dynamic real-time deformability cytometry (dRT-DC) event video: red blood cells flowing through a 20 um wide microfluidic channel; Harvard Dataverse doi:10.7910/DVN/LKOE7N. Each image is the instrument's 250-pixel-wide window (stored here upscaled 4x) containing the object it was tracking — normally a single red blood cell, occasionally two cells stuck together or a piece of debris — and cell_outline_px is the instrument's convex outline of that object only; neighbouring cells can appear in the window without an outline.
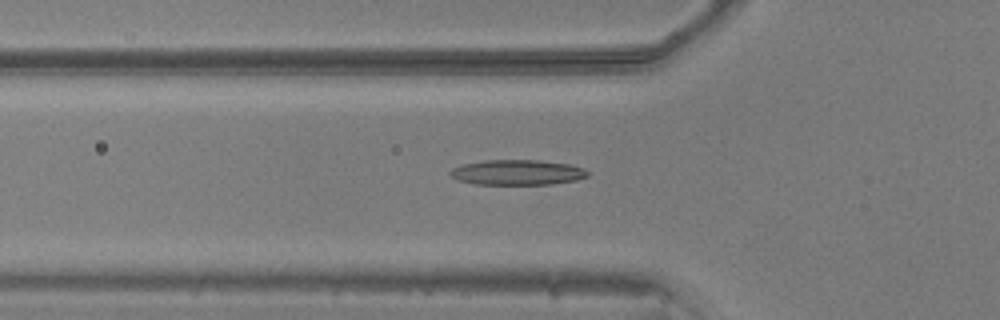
{"species": "common noctule bat (a hibernating species)", "species_latin": "Nyctalus noctula", "temperature_condition": "warm", "stored_images_in_passage": 46, "camera_frame_rate_fps": 3000, "um_per_image_px": 0.085, "animal": {"sex": "male", "body_mass_g": 20.5, "forearm_length_mm": 52.5}, "frame": {"image": 1, "passage_image": 18, "time_ms": 5.667, "image_size_px": [1000, 320], "cell_outline_px": [[588, 176], [576, 180], [552, 184], [476, 184], [456, 180], [448, 172], [452, 168], [464, 164], [484, 160], [540, 160], [568, 164], [584, 168], [588, 172]], "centroid_in_image_um": [43.96, 14.65], "position_along_channel_um": 81.8, "area_um2": 20.17}}
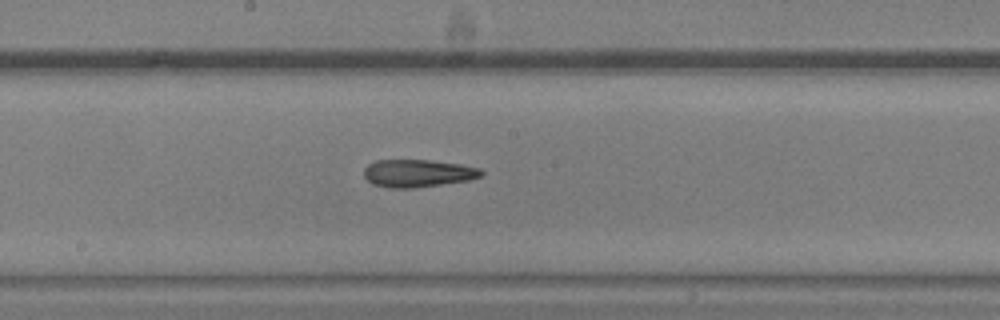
{"frame": {"image": 2, "passage_image": 28, "time_ms": 9.0, "image_size_px": [1000, 320], "cell_outline_px": [[484, 172], [480, 176], [468, 180], [412, 188], [388, 188], [372, 184], [364, 176], [364, 168], [368, 164], [376, 160], [432, 160], [460, 164], [480, 168]], "centroid_in_image_um": [35.48, 14.72], "position_along_channel_um": 212.7, "area_um2": 18.84}}
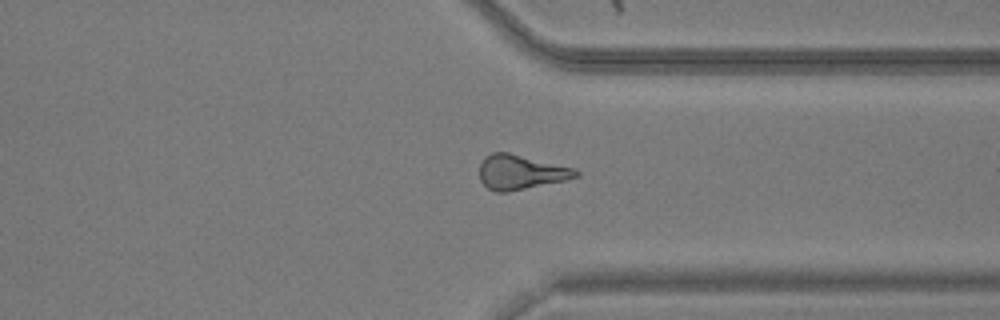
{"frame": {"image": 3, "passage_image": 40, "time_ms": 13.0, "image_size_px": [1000, 320], "cell_outline_px": [[580, 176], [564, 180], [508, 192], [496, 192], [488, 188], [480, 180], [480, 164], [484, 156], [492, 152], [508, 152], [576, 168], [580, 172]], "centroid_in_image_um": [44.26, 14.62], "position_along_channel_um": 367.1, "area_um2": 19.48}}